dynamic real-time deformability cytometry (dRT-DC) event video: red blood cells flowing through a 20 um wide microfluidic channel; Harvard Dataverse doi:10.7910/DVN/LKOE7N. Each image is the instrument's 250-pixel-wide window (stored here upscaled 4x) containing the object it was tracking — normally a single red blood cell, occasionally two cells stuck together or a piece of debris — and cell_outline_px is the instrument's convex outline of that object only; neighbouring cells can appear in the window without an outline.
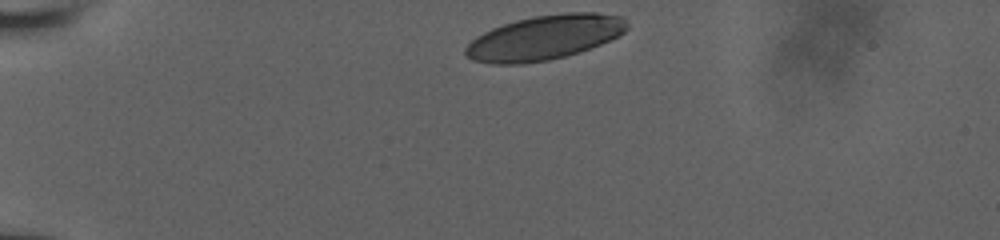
{"species": "human", "species_latin": "Homo sapiens", "temperature_condition": "room temperature", "stored_images_in_passage": 22, "camera_frame_rate_fps": 3000, "um_per_image_px": 0.085, "donor": {"sex": "male"}, "frame": {"image": 1, "passage_image": 1, "time_ms": 0.0, "image_size_px": [1000, 240], "cell_outline_px": [[628, 28], [624, 32], [600, 44], [580, 52], [548, 60], [520, 64], [492, 64], [472, 60], [464, 52], [464, 48], [476, 36], [492, 28], [516, 20], [532, 16], [564, 12], [596, 12], [624, 16], [628, 24]], "centroid_in_image_um": [46.29, 3.18], "position_along_channel_um": 38.7, "area_um2": 42.02}}
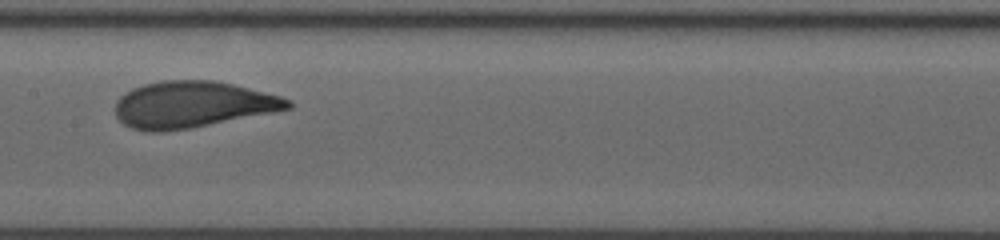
{"frame": {"image": 2, "passage_image": 13, "time_ms": 5.667, "image_size_px": [1000, 240], "cell_outline_px": [[292, 108], [192, 128], [160, 132], [152, 132], [132, 128], [124, 124], [116, 116], [116, 100], [120, 96], [132, 88], [144, 84], [160, 80], [216, 80], [280, 96], [292, 100]], "centroid_in_image_um": [16.34, 8.88], "position_along_channel_um": 191.1, "area_um2": 46.64}}
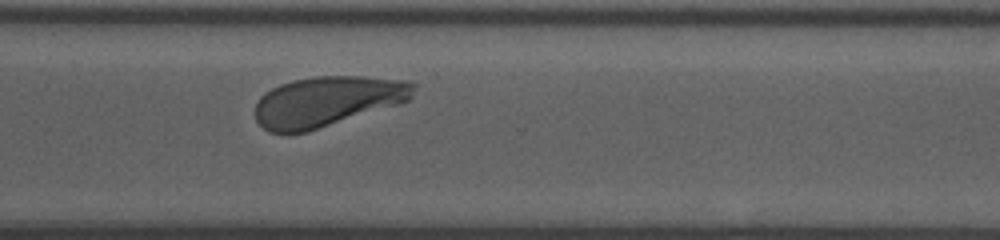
{"frame": {"image": 3, "passage_image": 22, "time_ms": 9.667, "image_size_px": [1000, 240], "cell_outline_px": [[416, 88], [408, 100], [396, 104], [304, 132], [268, 132], [256, 120], [256, 100], [264, 92], [280, 84], [292, 80], [316, 76], [360, 76], [408, 80], [416, 84]], "centroid_in_image_um": [27.78, 8.58], "position_along_channel_um": 342.8, "area_um2": 45.66}}